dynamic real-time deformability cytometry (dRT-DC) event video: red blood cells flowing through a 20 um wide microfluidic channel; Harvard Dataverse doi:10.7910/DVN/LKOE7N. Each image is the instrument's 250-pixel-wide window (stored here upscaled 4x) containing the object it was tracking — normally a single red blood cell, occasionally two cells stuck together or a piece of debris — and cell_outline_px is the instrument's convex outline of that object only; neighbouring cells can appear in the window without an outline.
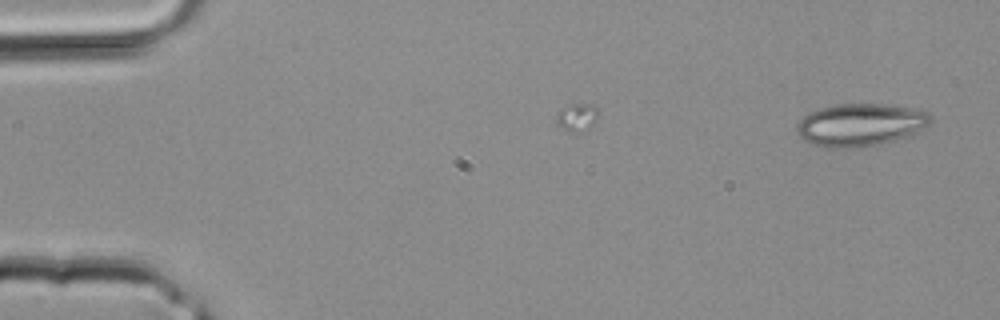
{"species": "common noctule bat (a hibernating species)", "species_latin": "Nyctalus noctula", "temperature_condition": "room temperature", "stored_images_in_passage": 2, "camera_frame_rate_fps": 3000, "um_per_image_px": 0.085, "animal": {"sex": "male", "body_mass_g": 20.4}, "frame": {"image": 1, "passage_image": 2, "time_ms": 0.333, "image_size_px": [1000, 320], "cell_outline_px": [[932, 124], [916, 132], [880, 144], [860, 148], [828, 148], [808, 144], [796, 132], [796, 124], [808, 112], [820, 108], [836, 104], [884, 104], [920, 108], [928, 112], [932, 116]], "centroid_in_image_um": [73.13, 10.6], "position_along_channel_um": 11.9, "area_um2": 33.76}}